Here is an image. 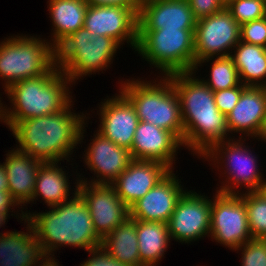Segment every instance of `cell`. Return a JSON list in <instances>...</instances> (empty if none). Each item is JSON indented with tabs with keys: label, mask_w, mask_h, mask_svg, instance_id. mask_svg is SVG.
<instances>
[{
	"label": "cell",
	"mask_w": 266,
	"mask_h": 266,
	"mask_svg": "<svg viewBox=\"0 0 266 266\" xmlns=\"http://www.w3.org/2000/svg\"><path fill=\"white\" fill-rule=\"evenodd\" d=\"M196 72L173 73L167 77L172 81L180 102L184 125L183 147L200 158L215 143L232 137L226 115L215 104L214 92L201 77L196 78Z\"/></svg>",
	"instance_id": "cell-1"
},
{
	"label": "cell",
	"mask_w": 266,
	"mask_h": 266,
	"mask_svg": "<svg viewBox=\"0 0 266 266\" xmlns=\"http://www.w3.org/2000/svg\"><path fill=\"white\" fill-rule=\"evenodd\" d=\"M73 100L61 111L17 122L11 129L16 149L45 162H67L83 142L88 113H74ZM73 111V112H72ZM81 114V115H80ZM88 118V119H87Z\"/></svg>",
	"instance_id": "cell-2"
},
{
	"label": "cell",
	"mask_w": 266,
	"mask_h": 266,
	"mask_svg": "<svg viewBox=\"0 0 266 266\" xmlns=\"http://www.w3.org/2000/svg\"><path fill=\"white\" fill-rule=\"evenodd\" d=\"M76 178L72 199L49 207L47 212H24L23 207L17 210L16 215L15 212L11 213V216L14 215L21 221L27 219L30 222L46 254H54L58 248L67 245L85 249L84 251L101 246L102 239L95 232L87 204L78 193L80 180L79 177Z\"/></svg>",
	"instance_id": "cell-3"
},
{
	"label": "cell",
	"mask_w": 266,
	"mask_h": 266,
	"mask_svg": "<svg viewBox=\"0 0 266 266\" xmlns=\"http://www.w3.org/2000/svg\"><path fill=\"white\" fill-rule=\"evenodd\" d=\"M71 85L57 66L50 73L12 84L4 91L12 105H5L3 123L11 129L19 121L61 111L73 99Z\"/></svg>",
	"instance_id": "cell-4"
},
{
	"label": "cell",
	"mask_w": 266,
	"mask_h": 266,
	"mask_svg": "<svg viewBox=\"0 0 266 266\" xmlns=\"http://www.w3.org/2000/svg\"><path fill=\"white\" fill-rule=\"evenodd\" d=\"M154 81L132 78L121 80L119 91L134 106L139 121L172 132L182 143L184 125L178 95L167 76ZM157 82V83H156Z\"/></svg>",
	"instance_id": "cell-5"
},
{
	"label": "cell",
	"mask_w": 266,
	"mask_h": 266,
	"mask_svg": "<svg viewBox=\"0 0 266 266\" xmlns=\"http://www.w3.org/2000/svg\"><path fill=\"white\" fill-rule=\"evenodd\" d=\"M121 45L111 37L94 36L85 27L72 33L56 48V65L70 80H77L95 72L100 73L113 63ZM108 67V68H107ZM76 80V81H75Z\"/></svg>",
	"instance_id": "cell-6"
},
{
	"label": "cell",
	"mask_w": 266,
	"mask_h": 266,
	"mask_svg": "<svg viewBox=\"0 0 266 266\" xmlns=\"http://www.w3.org/2000/svg\"><path fill=\"white\" fill-rule=\"evenodd\" d=\"M13 35L0 42V80L4 91L12 84L50 73L56 65V48L34 35Z\"/></svg>",
	"instance_id": "cell-7"
},
{
	"label": "cell",
	"mask_w": 266,
	"mask_h": 266,
	"mask_svg": "<svg viewBox=\"0 0 266 266\" xmlns=\"http://www.w3.org/2000/svg\"><path fill=\"white\" fill-rule=\"evenodd\" d=\"M195 29L138 30L136 52L162 76L195 69Z\"/></svg>",
	"instance_id": "cell-8"
},
{
	"label": "cell",
	"mask_w": 266,
	"mask_h": 266,
	"mask_svg": "<svg viewBox=\"0 0 266 266\" xmlns=\"http://www.w3.org/2000/svg\"><path fill=\"white\" fill-rule=\"evenodd\" d=\"M236 139L230 138L215 143L200 158L205 159L209 164L212 162L210 165L218 168V172H221L219 175L222 174L221 176L225 179L221 181V186L217 188V192L240 194L241 190L244 189H246L244 192L259 191L264 181V175L258 168V157L256 154L254 155V151L245 145L244 141L247 138L243 136V139Z\"/></svg>",
	"instance_id": "cell-9"
},
{
	"label": "cell",
	"mask_w": 266,
	"mask_h": 266,
	"mask_svg": "<svg viewBox=\"0 0 266 266\" xmlns=\"http://www.w3.org/2000/svg\"><path fill=\"white\" fill-rule=\"evenodd\" d=\"M211 197L210 234L212 241L228 247L239 248L248 240L250 234L245 203L239 194L217 192Z\"/></svg>",
	"instance_id": "cell-10"
},
{
	"label": "cell",
	"mask_w": 266,
	"mask_h": 266,
	"mask_svg": "<svg viewBox=\"0 0 266 266\" xmlns=\"http://www.w3.org/2000/svg\"><path fill=\"white\" fill-rule=\"evenodd\" d=\"M239 41L240 25L226 7L198 19L194 31L195 66L206 58L230 56Z\"/></svg>",
	"instance_id": "cell-11"
},
{
	"label": "cell",
	"mask_w": 266,
	"mask_h": 266,
	"mask_svg": "<svg viewBox=\"0 0 266 266\" xmlns=\"http://www.w3.org/2000/svg\"><path fill=\"white\" fill-rule=\"evenodd\" d=\"M205 194L187 190L178 200L167 225L171 241L193 243L206 236L211 224V199Z\"/></svg>",
	"instance_id": "cell-12"
},
{
	"label": "cell",
	"mask_w": 266,
	"mask_h": 266,
	"mask_svg": "<svg viewBox=\"0 0 266 266\" xmlns=\"http://www.w3.org/2000/svg\"><path fill=\"white\" fill-rule=\"evenodd\" d=\"M139 8L118 5H90L85 13L83 27L95 37L107 36L123 46L124 42L136 50L138 42ZM130 43V44H129Z\"/></svg>",
	"instance_id": "cell-13"
},
{
	"label": "cell",
	"mask_w": 266,
	"mask_h": 266,
	"mask_svg": "<svg viewBox=\"0 0 266 266\" xmlns=\"http://www.w3.org/2000/svg\"><path fill=\"white\" fill-rule=\"evenodd\" d=\"M78 193L86 202L95 232L101 239L129 217V207L112 184L80 182Z\"/></svg>",
	"instance_id": "cell-14"
},
{
	"label": "cell",
	"mask_w": 266,
	"mask_h": 266,
	"mask_svg": "<svg viewBox=\"0 0 266 266\" xmlns=\"http://www.w3.org/2000/svg\"><path fill=\"white\" fill-rule=\"evenodd\" d=\"M92 141V142H91ZM89 146L84 150L85 156L82 159L87 166V170L93 172L94 178L91 181L77 173L80 182L111 184L124 170H126L133 160L130 150L116 145L108 140L101 133L96 131ZM84 177V178H82ZM96 177V179H95Z\"/></svg>",
	"instance_id": "cell-15"
},
{
	"label": "cell",
	"mask_w": 266,
	"mask_h": 266,
	"mask_svg": "<svg viewBox=\"0 0 266 266\" xmlns=\"http://www.w3.org/2000/svg\"><path fill=\"white\" fill-rule=\"evenodd\" d=\"M171 170L142 198L129 207V217L134 220L168 223L178 200L186 191L181 179Z\"/></svg>",
	"instance_id": "cell-16"
},
{
	"label": "cell",
	"mask_w": 266,
	"mask_h": 266,
	"mask_svg": "<svg viewBox=\"0 0 266 266\" xmlns=\"http://www.w3.org/2000/svg\"><path fill=\"white\" fill-rule=\"evenodd\" d=\"M118 92L101 101L97 111L100 119L97 131L116 145L130 150L139 118L131 102Z\"/></svg>",
	"instance_id": "cell-17"
},
{
	"label": "cell",
	"mask_w": 266,
	"mask_h": 266,
	"mask_svg": "<svg viewBox=\"0 0 266 266\" xmlns=\"http://www.w3.org/2000/svg\"><path fill=\"white\" fill-rule=\"evenodd\" d=\"M181 146L182 142L172 132L139 121L130 153L132 159L157 161L174 170L177 151L182 148Z\"/></svg>",
	"instance_id": "cell-18"
},
{
	"label": "cell",
	"mask_w": 266,
	"mask_h": 266,
	"mask_svg": "<svg viewBox=\"0 0 266 266\" xmlns=\"http://www.w3.org/2000/svg\"><path fill=\"white\" fill-rule=\"evenodd\" d=\"M188 0H141L138 30L195 29Z\"/></svg>",
	"instance_id": "cell-19"
},
{
	"label": "cell",
	"mask_w": 266,
	"mask_h": 266,
	"mask_svg": "<svg viewBox=\"0 0 266 266\" xmlns=\"http://www.w3.org/2000/svg\"><path fill=\"white\" fill-rule=\"evenodd\" d=\"M171 170L157 161L133 159L111 184L120 199L130 207L142 198Z\"/></svg>",
	"instance_id": "cell-20"
},
{
	"label": "cell",
	"mask_w": 266,
	"mask_h": 266,
	"mask_svg": "<svg viewBox=\"0 0 266 266\" xmlns=\"http://www.w3.org/2000/svg\"><path fill=\"white\" fill-rule=\"evenodd\" d=\"M266 113V87L247 86L227 117L229 134H242L252 139L257 136ZM254 137V138H253Z\"/></svg>",
	"instance_id": "cell-21"
},
{
	"label": "cell",
	"mask_w": 266,
	"mask_h": 266,
	"mask_svg": "<svg viewBox=\"0 0 266 266\" xmlns=\"http://www.w3.org/2000/svg\"><path fill=\"white\" fill-rule=\"evenodd\" d=\"M23 223L27 232H0V266H35L45 256L30 222Z\"/></svg>",
	"instance_id": "cell-22"
},
{
	"label": "cell",
	"mask_w": 266,
	"mask_h": 266,
	"mask_svg": "<svg viewBox=\"0 0 266 266\" xmlns=\"http://www.w3.org/2000/svg\"><path fill=\"white\" fill-rule=\"evenodd\" d=\"M5 158L3 164L8 177V191L21 207L25 206L32 200L38 168L42 162L16 148L8 150Z\"/></svg>",
	"instance_id": "cell-23"
},
{
	"label": "cell",
	"mask_w": 266,
	"mask_h": 266,
	"mask_svg": "<svg viewBox=\"0 0 266 266\" xmlns=\"http://www.w3.org/2000/svg\"><path fill=\"white\" fill-rule=\"evenodd\" d=\"M47 4L53 27L48 41L57 48L72 33L83 27L88 3L86 0H48Z\"/></svg>",
	"instance_id": "cell-24"
},
{
	"label": "cell",
	"mask_w": 266,
	"mask_h": 266,
	"mask_svg": "<svg viewBox=\"0 0 266 266\" xmlns=\"http://www.w3.org/2000/svg\"><path fill=\"white\" fill-rule=\"evenodd\" d=\"M59 162L41 163L33 190L32 202L41 198L48 207L66 202L70 199V181L66 169Z\"/></svg>",
	"instance_id": "cell-25"
},
{
	"label": "cell",
	"mask_w": 266,
	"mask_h": 266,
	"mask_svg": "<svg viewBox=\"0 0 266 266\" xmlns=\"http://www.w3.org/2000/svg\"><path fill=\"white\" fill-rule=\"evenodd\" d=\"M136 234L140 263L159 265L171 242L167 223L136 220Z\"/></svg>",
	"instance_id": "cell-26"
},
{
	"label": "cell",
	"mask_w": 266,
	"mask_h": 266,
	"mask_svg": "<svg viewBox=\"0 0 266 266\" xmlns=\"http://www.w3.org/2000/svg\"><path fill=\"white\" fill-rule=\"evenodd\" d=\"M232 53L230 57L238 70L241 83L245 86L266 87V48L239 41Z\"/></svg>",
	"instance_id": "cell-27"
},
{
	"label": "cell",
	"mask_w": 266,
	"mask_h": 266,
	"mask_svg": "<svg viewBox=\"0 0 266 266\" xmlns=\"http://www.w3.org/2000/svg\"><path fill=\"white\" fill-rule=\"evenodd\" d=\"M101 247L124 265L143 266L139 257L136 220L130 217L102 239Z\"/></svg>",
	"instance_id": "cell-28"
},
{
	"label": "cell",
	"mask_w": 266,
	"mask_h": 266,
	"mask_svg": "<svg viewBox=\"0 0 266 266\" xmlns=\"http://www.w3.org/2000/svg\"><path fill=\"white\" fill-rule=\"evenodd\" d=\"M208 62L211 63L210 76L206 80L204 77L201 79L213 92L230 89L241 84L238 70L230 56L203 59L196 64L194 71L199 70L198 66L200 68Z\"/></svg>",
	"instance_id": "cell-29"
},
{
	"label": "cell",
	"mask_w": 266,
	"mask_h": 266,
	"mask_svg": "<svg viewBox=\"0 0 266 266\" xmlns=\"http://www.w3.org/2000/svg\"><path fill=\"white\" fill-rule=\"evenodd\" d=\"M250 234L253 238L266 239V198L259 191H242Z\"/></svg>",
	"instance_id": "cell-30"
},
{
	"label": "cell",
	"mask_w": 266,
	"mask_h": 266,
	"mask_svg": "<svg viewBox=\"0 0 266 266\" xmlns=\"http://www.w3.org/2000/svg\"><path fill=\"white\" fill-rule=\"evenodd\" d=\"M225 7L240 26L266 16V0H231Z\"/></svg>",
	"instance_id": "cell-31"
},
{
	"label": "cell",
	"mask_w": 266,
	"mask_h": 266,
	"mask_svg": "<svg viewBox=\"0 0 266 266\" xmlns=\"http://www.w3.org/2000/svg\"><path fill=\"white\" fill-rule=\"evenodd\" d=\"M233 251L241 252V266H266V239L252 238Z\"/></svg>",
	"instance_id": "cell-32"
},
{
	"label": "cell",
	"mask_w": 266,
	"mask_h": 266,
	"mask_svg": "<svg viewBox=\"0 0 266 266\" xmlns=\"http://www.w3.org/2000/svg\"><path fill=\"white\" fill-rule=\"evenodd\" d=\"M240 41L266 48V16L241 25Z\"/></svg>",
	"instance_id": "cell-33"
},
{
	"label": "cell",
	"mask_w": 266,
	"mask_h": 266,
	"mask_svg": "<svg viewBox=\"0 0 266 266\" xmlns=\"http://www.w3.org/2000/svg\"><path fill=\"white\" fill-rule=\"evenodd\" d=\"M247 86L243 85L242 83L239 86H235L230 89H224L214 92V99L215 104L218 108V110L224 114L228 115L229 112L232 111V109L237 104L241 92L246 88Z\"/></svg>",
	"instance_id": "cell-34"
},
{
	"label": "cell",
	"mask_w": 266,
	"mask_h": 266,
	"mask_svg": "<svg viewBox=\"0 0 266 266\" xmlns=\"http://www.w3.org/2000/svg\"><path fill=\"white\" fill-rule=\"evenodd\" d=\"M188 2L197 20L215 14L225 7L221 0H188Z\"/></svg>",
	"instance_id": "cell-35"
},
{
	"label": "cell",
	"mask_w": 266,
	"mask_h": 266,
	"mask_svg": "<svg viewBox=\"0 0 266 266\" xmlns=\"http://www.w3.org/2000/svg\"><path fill=\"white\" fill-rule=\"evenodd\" d=\"M90 254L80 266H128L109 255L101 246L87 251Z\"/></svg>",
	"instance_id": "cell-36"
},
{
	"label": "cell",
	"mask_w": 266,
	"mask_h": 266,
	"mask_svg": "<svg viewBox=\"0 0 266 266\" xmlns=\"http://www.w3.org/2000/svg\"><path fill=\"white\" fill-rule=\"evenodd\" d=\"M16 206L19 209L22 208L20 207L19 203L12 197L9 191H0V228L6 224V220L10 216L9 212L13 213V211L15 210L14 207Z\"/></svg>",
	"instance_id": "cell-37"
},
{
	"label": "cell",
	"mask_w": 266,
	"mask_h": 266,
	"mask_svg": "<svg viewBox=\"0 0 266 266\" xmlns=\"http://www.w3.org/2000/svg\"><path fill=\"white\" fill-rule=\"evenodd\" d=\"M90 5H118L130 8H140L141 0H86Z\"/></svg>",
	"instance_id": "cell-38"
},
{
	"label": "cell",
	"mask_w": 266,
	"mask_h": 266,
	"mask_svg": "<svg viewBox=\"0 0 266 266\" xmlns=\"http://www.w3.org/2000/svg\"><path fill=\"white\" fill-rule=\"evenodd\" d=\"M55 254H45V256L35 266H60L55 259Z\"/></svg>",
	"instance_id": "cell-39"
},
{
	"label": "cell",
	"mask_w": 266,
	"mask_h": 266,
	"mask_svg": "<svg viewBox=\"0 0 266 266\" xmlns=\"http://www.w3.org/2000/svg\"><path fill=\"white\" fill-rule=\"evenodd\" d=\"M0 191H8V177L2 163H0Z\"/></svg>",
	"instance_id": "cell-40"
},
{
	"label": "cell",
	"mask_w": 266,
	"mask_h": 266,
	"mask_svg": "<svg viewBox=\"0 0 266 266\" xmlns=\"http://www.w3.org/2000/svg\"><path fill=\"white\" fill-rule=\"evenodd\" d=\"M255 138H257L256 140H258V141L263 140L264 142H266V113H265L264 118L262 120L260 129L257 133V136Z\"/></svg>",
	"instance_id": "cell-41"
},
{
	"label": "cell",
	"mask_w": 266,
	"mask_h": 266,
	"mask_svg": "<svg viewBox=\"0 0 266 266\" xmlns=\"http://www.w3.org/2000/svg\"><path fill=\"white\" fill-rule=\"evenodd\" d=\"M1 97H0V121L3 123L4 122V108L5 106L1 102Z\"/></svg>",
	"instance_id": "cell-42"
},
{
	"label": "cell",
	"mask_w": 266,
	"mask_h": 266,
	"mask_svg": "<svg viewBox=\"0 0 266 266\" xmlns=\"http://www.w3.org/2000/svg\"><path fill=\"white\" fill-rule=\"evenodd\" d=\"M259 192L261 194H263V196L266 198V178L264 179V181L262 182V185L259 189Z\"/></svg>",
	"instance_id": "cell-43"
},
{
	"label": "cell",
	"mask_w": 266,
	"mask_h": 266,
	"mask_svg": "<svg viewBox=\"0 0 266 266\" xmlns=\"http://www.w3.org/2000/svg\"><path fill=\"white\" fill-rule=\"evenodd\" d=\"M223 3H224V5H227L231 0H221Z\"/></svg>",
	"instance_id": "cell-44"
}]
</instances>
